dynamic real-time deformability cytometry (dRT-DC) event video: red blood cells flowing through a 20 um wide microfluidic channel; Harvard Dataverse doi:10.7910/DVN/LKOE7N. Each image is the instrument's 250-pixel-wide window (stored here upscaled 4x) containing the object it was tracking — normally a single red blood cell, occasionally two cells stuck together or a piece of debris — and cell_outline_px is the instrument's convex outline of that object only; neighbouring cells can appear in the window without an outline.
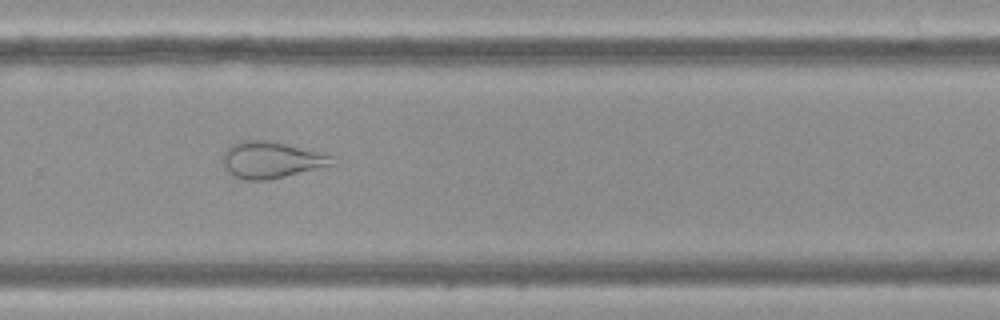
{"species": "Egyptian fruit bat (a non-hibernating species)", "species_latin": "Rousettus aegyptiacus", "temperature_condition": "cold", "stored_images_in_passage": 56, "camera_frame_rate_fps": 3000, "um_per_image_px": 0.085, "frame": {"image": 1, "passage_image": 40, "time_ms": 13.0, "image_size_px": [1000, 320], "cell_outline_px": [[332, 164], [268, 180], [244, 180], [228, 172], [224, 164], [224, 152], [232, 144], [240, 140], [268, 140], [332, 156]], "centroid_in_image_um": [22.97, 13.59], "position_along_channel_um": 306.8, "area_um2": 22.43}}
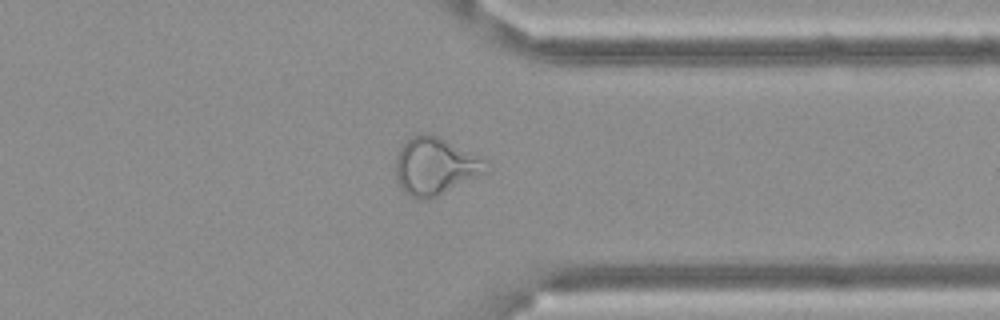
{"frame": {"image": 2, "passage_image": 46, "time_ms": 15.0, "image_size_px": [1000, 320], "cell_outline_px": [[488, 172], [436, 196], [424, 200], [416, 200], [408, 196], [400, 188], [396, 176], [396, 156], [404, 140], [416, 132], [436, 136], [488, 160]], "centroid_in_image_um": [36.96, 14.13], "position_along_channel_um": 374.4, "area_um2": 30.35}}
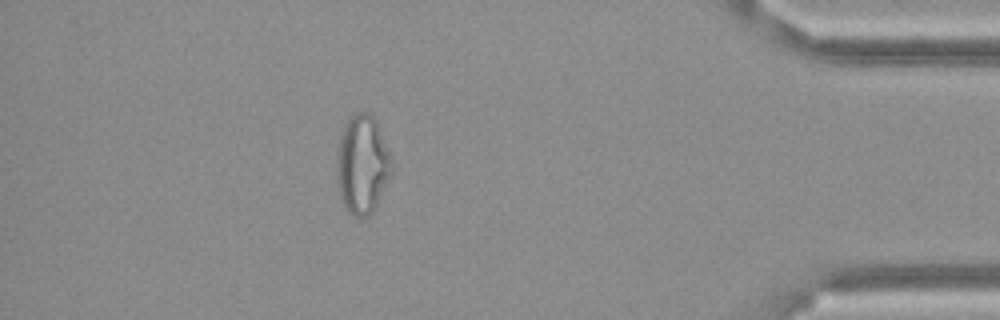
{"frame": {"image": 3, "passage_image": 52, "time_ms": 17.0, "image_size_px": [1000, 320], "cell_outline_px": [[392, 176], [372, 212], [364, 220], [348, 212], [340, 196], [336, 160], [340, 140], [344, 124], [356, 112], [368, 112], [376, 120], [392, 160]], "centroid_in_image_um": [30.82, 14.0], "position_along_channel_um": 404.4, "area_um2": 31.44}}